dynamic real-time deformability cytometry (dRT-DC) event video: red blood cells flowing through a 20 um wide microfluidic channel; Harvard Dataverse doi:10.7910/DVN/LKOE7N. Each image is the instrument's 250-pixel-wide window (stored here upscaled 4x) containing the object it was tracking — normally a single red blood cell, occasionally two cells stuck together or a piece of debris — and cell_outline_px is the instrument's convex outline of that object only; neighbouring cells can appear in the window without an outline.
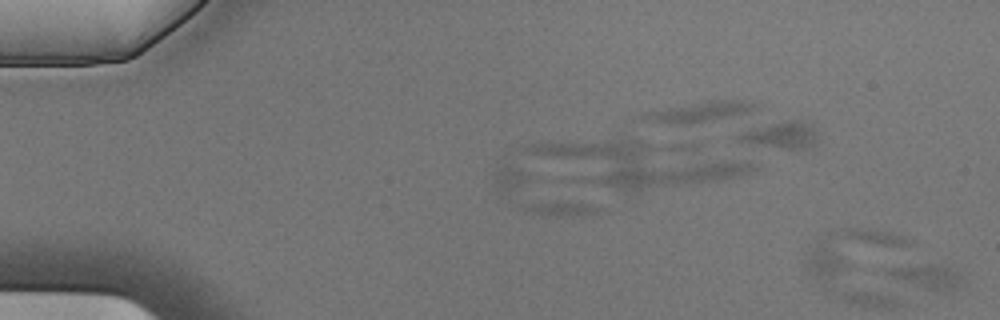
{"species": "Egyptian fruit bat (a non-hibernating species)", "species_latin": "Rousettus aegyptiacus", "temperature_condition": "cold", "stored_images_in_passage": 2, "camera_frame_rate_fps": 3000, "um_per_image_px": 0.085, "animal": {"sex": "male"}, "frame": {"image": 1, "passage_image": 2, "time_ms": 0.333, "image_size_px": [1000, 320], "cell_outline_px": [[964, 284], [948, 292], [936, 292], [924, 288], [884, 272], [884, 268], [920, 264], [948, 264], [956, 268], [960, 272]], "centroid_in_image_um": [78.99, 23.48], "position_along_channel_um": 6.0, "area_um2": 10.87}}